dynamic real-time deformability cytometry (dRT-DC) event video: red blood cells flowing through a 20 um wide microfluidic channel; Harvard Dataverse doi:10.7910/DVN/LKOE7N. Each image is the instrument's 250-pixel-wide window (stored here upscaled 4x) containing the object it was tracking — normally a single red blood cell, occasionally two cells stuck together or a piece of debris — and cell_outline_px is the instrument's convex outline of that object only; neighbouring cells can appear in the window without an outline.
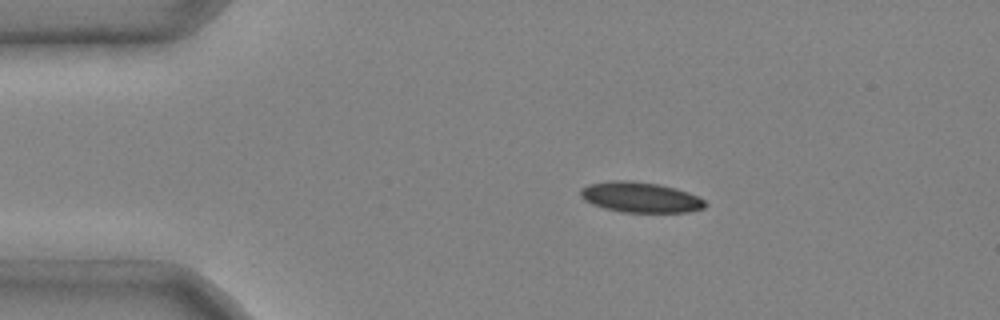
{"species": "common noctule bat (a hibernating species)", "species_latin": "Nyctalus noctula", "temperature_condition": "cold", "stored_images_in_passage": 2, "camera_frame_rate_fps": 3000, "um_per_image_px": 0.085, "animal": {"sex": "male", "body_mass_g": 20.4}, "frame": {"image": 1, "passage_image": 1, "time_ms": 0.0, "image_size_px": [1000, 320], "cell_outline_px": [[708, 204], [704, 208], [688, 212], [620, 212], [604, 208], [592, 204], [584, 200], [580, 196], [580, 188], [588, 184], [612, 180], [632, 180], [660, 184], [676, 188], [688, 192], [704, 200]], "centroid_in_image_um": [54.41, 16.76], "position_along_channel_um": 30.6, "area_um2": 22.31}}